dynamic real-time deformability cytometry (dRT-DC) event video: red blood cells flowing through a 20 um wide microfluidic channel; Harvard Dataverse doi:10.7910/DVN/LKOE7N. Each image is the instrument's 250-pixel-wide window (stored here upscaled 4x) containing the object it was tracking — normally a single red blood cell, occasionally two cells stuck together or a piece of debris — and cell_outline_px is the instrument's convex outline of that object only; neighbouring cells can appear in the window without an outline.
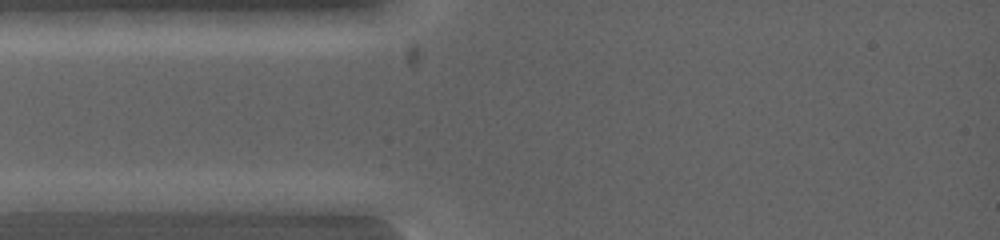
{"species": "common noctule bat (a hibernating species)", "species_latin": "Nyctalus noctula", "temperature_condition": "warm", "stored_images_in_passage": 3, "camera_frame_rate_fps": 5000, "um_per_image_px": 0.085, "animal": {"sex": "female", "body_mass_g": 19.0, "forearm_length_mm": 53.3}, "frame": {"image": 1, "passage_image": 1, "time_ms": 0.0, "image_size_px": [1000, 240], "cell_outline_px": [[120, 200], [116, 208], [88, 212], [28, 212], [12, 200], [60, 192], [80, 192]], "centroid_in_image_um": [5.69, 17.24], "position_along_channel_um": 79.3, "area_um2": 11.73}}